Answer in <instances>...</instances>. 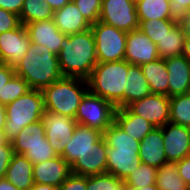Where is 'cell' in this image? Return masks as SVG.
Here are the masks:
<instances>
[{
	"instance_id": "cell-2",
	"label": "cell",
	"mask_w": 190,
	"mask_h": 190,
	"mask_svg": "<svg viewBox=\"0 0 190 190\" xmlns=\"http://www.w3.org/2000/svg\"><path fill=\"white\" fill-rule=\"evenodd\" d=\"M107 143L106 173L125 180L141 164L140 141L132 138L113 122L103 133Z\"/></svg>"
},
{
	"instance_id": "cell-4",
	"label": "cell",
	"mask_w": 190,
	"mask_h": 190,
	"mask_svg": "<svg viewBox=\"0 0 190 190\" xmlns=\"http://www.w3.org/2000/svg\"><path fill=\"white\" fill-rule=\"evenodd\" d=\"M128 62L121 61L97 63L88 82V90L106 99L116 108H124V91L127 90Z\"/></svg>"
},
{
	"instance_id": "cell-43",
	"label": "cell",
	"mask_w": 190,
	"mask_h": 190,
	"mask_svg": "<svg viewBox=\"0 0 190 190\" xmlns=\"http://www.w3.org/2000/svg\"><path fill=\"white\" fill-rule=\"evenodd\" d=\"M14 74V67H11L5 63H0V92Z\"/></svg>"
},
{
	"instance_id": "cell-21",
	"label": "cell",
	"mask_w": 190,
	"mask_h": 190,
	"mask_svg": "<svg viewBox=\"0 0 190 190\" xmlns=\"http://www.w3.org/2000/svg\"><path fill=\"white\" fill-rule=\"evenodd\" d=\"M53 20L58 30L66 35L91 29V24L83 18L74 1H69L61 9L54 11Z\"/></svg>"
},
{
	"instance_id": "cell-27",
	"label": "cell",
	"mask_w": 190,
	"mask_h": 190,
	"mask_svg": "<svg viewBox=\"0 0 190 190\" xmlns=\"http://www.w3.org/2000/svg\"><path fill=\"white\" fill-rule=\"evenodd\" d=\"M185 33L179 22L166 34L157 46V52L162 59L180 56L184 50Z\"/></svg>"
},
{
	"instance_id": "cell-1",
	"label": "cell",
	"mask_w": 190,
	"mask_h": 190,
	"mask_svg": "<svg viewBox=\"0 0 190 190\" xmlns=\"http://www.w3.org/2000/svg\"><path fill=\"white\" fill-rule=\"evenodd\" d=\"M58 60L63 77L87 80L98 63L92 30L66 35L62 41Z\"/></svg>"
},
{
	"instance_id": "cell-39",
	"label": "cell",
	"mask_w": 190,
	"mask_h": 190,
	"mask_svg": "<svg viewBox=\"0 0 190 190\" xmlns=\"http://www.w3.org/2000/svg\"><path fill=\"white\" fill-rule=\"evenodd\" d=\"M20 25L19 15L0 8V33L15 29Z\"/></svg>"
},
{
	"instance_id": "cell-18",
	"label": "cell",
	"mask_w": 190,
	"mask_h": 190,
	"mask_svg": "<svg viewBox=\"0 0 190 190\" xmlns=\"http://www.w3.org/2000/svg\"><path fill=\"white\" fill-rule=\"evenodd\" d=\"M71 174V166L61 157L33 165L34 183L47 184L58 188Z\"/></svg>"
},
{
	"instance_id": "cell-33",
	"label": "cell",
	"mask_w": 190,
	"mask_h": 190,
	"mask_svg": "<svg viewBox=\"0 0 190 190\" xmlns=\"http://www.w3.org/2000/svg\"><path fill=\"white\" fill-rule=\"evenodd\" d=\"M176 23L172 19L139 20V28L154 44H157Z\"/></svg>"
},
{
	"instance_id": "cell-19",
	"label": "cell",
	"mask_w": 190,
	"mask_h": 190,
	"mask_svg": "<svg viewBox=\"0 0 190 190\" xmlns=\"http://www.w3.org/2000/svg\"><path fill=\"white\" fill-rule=\"evenodd\" d=\"M164 60L169 75V97L189 93L190 62L183 55Z\"/></svg>"
},
{
	"instance_id": "cell-12",
	"label": "cell",
	"mask_w": 190,
	"mask_h": 190,
	"mask_svg": "<svg viewBox=\"0 0 190 190\" xmlns=\"http://www.w3.org/2000/svg\"><path fill=\"white\" fill-rule=\"evenodd\" d=\"M30 44V37L23 24L0 33V63L15 67L26 55Z\"/></svg>"
},
{
	"instance_id": "cell-51",
	"label": "cell",
	"mask_w": 190,
	"mask_h": 190,
	"mask_svg": "<svg viewBox=\"0 0 190 190\" xmlns=\"http://www.w3.org/2000/svg\"><path fill=\"white\" fill-rule=\"evenodd\" d=\"M125 190H159V188L156 186V184H152L149 186L142 187L140 189H129L126 187Z\"/></svg>"
},
{
	"instance_id": "cell-35",
	"label": "cell",
	"mask_w": 190,
	"mask_h": 190,
	"mask_svg": "<svg viewBox=\"0 0 190 190\" xmlns=\"http://www.w3.org/2000/svg\"><path fill=\"white\" fill-rule=\"evenodd\" d=\"M124 181L113 174L103 173L87 177L86 190H125Z\"/></svg>"
},
{
	"instance_id": "cell-13",
	"label": "cell",
	"mask_w": 190,
	"mask_h": 190,
	"mask_svg": "<svg viewBox=\"0 0 190 190\" xmlns=\"http://www.w3.org/2000/svg\"><path fill=\"white\" fill-rule=\"evenodd\" d=\"M163 145L168 162H178L190 152V128L173 123L161 127Z\"/></svg>"
},
{
	"instance_id": "cell-31",
	"label": "cell",
	"mask_w": 190,
	"mask_h": 190,
	"mask_svg": "<svg viewBox=\"0 0 190 190\" xmlns=\"http://www.w3.org/2000/svg\"><path fill=\"white\" fill-rule=\"evenodd\" d=\"M169 122L190 128V93L170 97Z\"/></svg>"
},
{
	"instance_id": "cell-34",
	"label": "cell",
	"mask_w": 190,
	"mask_h": 190,
	"mask_svg": "<svg viewBox=\"0 0 190 190\" xmlns=\"http://www.w3.org/2000/svg\"><path fill=\"white\" fill-rule=\"evenodd\" d=\"M30 90L31 88L27 82L20 76L14 74L0 92V103L6 106Z\"/></svg>"
},
{
	"instance_id": "cell-30",
	"label": "cell",
	"mask_w": 190,
	"mask_h": 190,
	"mask_svg": "<svg viewBox=\"0 0 190 190\" xmlns=\"http://www.w3.org/2000/svg\"><path fill=\"white\" fill-rule=\"evenodd\" d=\"M54 11L44 0H24L19 19L24 26L31 22L53 19Z\"/></svg>"
},
{
	"instance_id": "cell-11",
	"label": "cell",
	"mask_w": 190,
	"mask_h": 190,
	"mask_svg": "<svg viewBox=\"0 0 190 190\" xmlns=\"http://www.w3.org/2000/svg\"><path fill=\"white\" fill-rule=\"evenodd\" d=\"M134 114L143 117L154 127H162L169 123L170 97L151 93L127 106Z\"/></svg>"
},
{
	"instance_id": "cell-32",
	"label": "cell",
	"mask_w": 190,
	"mask_h": 190,
	"mask_svg": "<svg viewBox=\"0 0 190 190\" xmlns=\"http://www.w3.org/2000/svg\"><path fill=\"white\" fill-rule=\"evenodd\" d=\"M157 168L141 163L138 168L131 172L124 180L129 189H140L155 184Z\"/></svg>"
},
{
	"instance_id": "cell-29",
	"label": "cell",
	"mask_w": 190,
	"mask_h": 190,
	"mask_svg": "<svg viewBox=\"0 0 190 190\" xmlns=\"http://www.w3.org/2000/svg\"><path fill=\"white\" fill-rule=\"evenodd\" d=\"M138 20L171 19L168 0H135Z\"/></svg>"
},
{
	"instance_id": "cell-41",
	"label": "cell",
	"mask_w": 190,
	"mask_h": 190,
	"mask_svg": "<svg viewBox=\"0 0 190 190\" xmlns=\"http://www.w3.org/2000/svg\"><path fill=\"white\" fill-rule=\"evenodd\" d=\"M14 149L11 142L6 145L0 146V178H4L6 170L14 155Z\"/></svg>"
},
{
	"instance_id": "cell-17",
	"label": "cell",
	"mask_w": 190,
	"mask_h": 190,
	"mask_svg": "<svg viewBox=\"0 0 190 190\" xmlns=\"http://www.w3.org/2000/svg\"><path fill=\"white\" fill-rule=\"evenodd\" d=\"M103 137V133L82 124H78L71 140L60 155L70 166Z\"/></svg>"
},
{
	"instance_id": "cell-10",
	"label": "cell",
	"mask_w": 190,
	"mask_h": 190,
	"mask_svg": "<svg viewBox=\"0 0 190 190\" xmlns=\"http://www.w3.org/2000/svg\"><path fill=\"white\" fill-rule=\"evenodd\" d=\"M45 128L46 139L51 147L60 156L66 144L71 140L73 132L77 126L75 119L61 115L56 112L45 110L40 118Z\"/></svg>"
},
{
	"instance_id": "cell-15",
	"label": "cell",
	"mask_w": 190,
	"mask_h": 190,
	"mask_svg": "<svg viewBox=\"0 0 190 190\" xmlns=\"http://www.w3.org/2000/svg\"><path fill=\"white\" fill-rule=\"evenodd\" d=\"M160 58L157 46L140 28L127 32L125 60L130 64L142 65Z\"/></svg>"
},
{
	"instance_id": "cell-40",
	"label": "cell",
	"mask_w": 190,
	"mask_h": 190,
	"mask_svg": "<svg viewBox=\"0 0 190 190\" xmlns=\"http://www.w3.org/2000/svg\"><path fill=\"white\" fill-rule=\"evenodd\" d=\"M87 177L71 173L69 177L62 182L58 190H86Z\"/></svg>"
},
{
	"instance_id": "cell-22",
	"label": "cell",
	"mask_w": 190,
	"mask_h": 190,
	"mask_svg": "<svg viewBox=\"0 0 190 190\" xmlns=\"http://www.w3.org/2000/svg\"><path fill=\"white\" fill-rule=\"evenodd\" d=\"M114 122L138 141H141L154 128L149 121L134 114L128 107L116 108Z\"/></svg>"
},
{
	"instance_id": "cell-20",
	"label": "cell",
	"mask_w": 190,
	"mask_h": 190,
	"mask_svg": "<svg viewBox=\"0 0 190 190\" xmlns=\"http://www.w3.org/2000/svg\"><path fill=\"white\" fill-rule=\"evenodd\" d=\"M163 133L161 127H154L141 141L139 146V158L141 163L159 168L168 162L163 145Z\"/></svg>"
},
{
	"instance_id": "cell-28",
	"label": "cell",
	"mask_w": 190,
	"mask_h": 190,
	"mask_svg": "<svg viewBox=\"0 0 190 190\" xmlns=\"http://www.w3.org/2000/svg\"><path fill=\"white\" fill-rule=\"evenodd\" d=\"M155 184L159 190L189 189L178 173L176 162H166L157 169Z\"/></svg>"
},
{
	"instance_id": "cell-7",
	"label": "cell",
	"mask_w": 190,
	"mask_h": 190,
	"mask_svg": "<svg viewBox=\"0 0 190 190\" xmlns=\"http://www.w3.org/2000/svg\"><path fill=\"white\" fill-rule=\"evenodd\" d=\"M91 30L95 38L98 63L125 59L127 32L99 20L91 25Z\"/></svg>"
},
{
	"instance_id": "cell-47",
	"label": "cell",
	"mask_w": 190,
	"mask_h": 190,
	"mask_svg": "<svg viewBox=\"0 0 190 190\" xmlns=\"http://www.w3.org/2000/svg\"><path fill=\"white\" fill-rule=\"evenodd\" d=\"M0 190H19L12 183H10L5 177L0 178Z\"/></svg>"
},
{
	"instance_id": "cell-16",
	"label": "cell",
	"mask_w": 190,
	"mask_h": 190,
	"mask_svg": "<svg viewBox=\"0 0 190 190\" xmlns=\"http://www.w3.org/2000/svg\"><path fill=\"white\" fill-rule=\"evenodd\" d=\"M25 27L31 43L44 46L55 55L60 53L66 34L58 30L53 19L31 22Z\"/></svg>"
},
{
	"instance_id": "cell-6",
	"label": "cell",
	"mask_w": 190,
	"mask_h": 190,
	"mask_svg": "<svg viewBox=\"0 0 190 190\" xmlns=\"http://www.w3.org/2000/svg\"><path fill=\"white\" fill-rule=\"evenodd\" d=\"M5 107L4 134L10 142L25 126L39 121L45 112L43 94L38 89H31Z\"/></svg>"
},
{
	"instance_id": "cell-23",
	"label": "cell",
	"mask_w": 190,
	"mask_h": 190,
	"mask_svg": "<svg viewBox=\"0 0 190 190\" xmlns=\"http://www.w3.org/2000/svg\"><path fill=\"white\" fill-rule=\"evenodd\" d=\"M5 178L19 190H30L34 185L33 164L22 154H14Z\"/></svg>"
},
{
	"instance_id": "cell-49",
	"label": "cell",
	"mask_w": 190,
	"mask_h": 190,
	"mask_svg": "<svg viewBox=\"0 0 190 190\" xmlns=\"http://www.w3.org/2000/svg\"><path fill=\"white\" fill-rule=\"evenodd\" d=\"M6 122V107L0 103V131H4Z\"/></svg>"
},
{
	"instance_id": "cell-37",
	"label": "cell",
	"mask_w": 190,
	"mask_h": 190,
	"mask_svg": "<svg viewBox=\"0 0 190 190\" xmlns=\"http://www.w3.org/2000/svg\"><path fill=\"white\" fill-rule=\"evenodd\" d=\"M32 164H38L42 161L50 160L58 156L47 140V145H36L29 148L24 154Z\"/></svg>"
},
{
	"instance_id": "cell-50",
	"label": "cell",
	"mask_w": 190,
	"mask_h": 190,
	"mask_svg": "<svg viewBox=\"0 0 190 190\" xmlns=\"http://www.w3.org/2000/svg\"><path fill=\"white\" fill-rule=\"evenodd\" d=\"M30 190H58V188L47 184L34 183Z\"/></svg>"
},
{
	"instance_id": "cell-8",
	"label": "cell",
	"mask_w": 190,
	"mask_h": 190,
	"mask_svg": "<svg viewBox=\"0 0 190 190\" xmlns=\"http://www.w3.org/2000/svg\"><path fill=\"white\" fill-rule=\"evenodd\" d=\"M115 111L112 103L88 90L80 102L75 120L78 124L104 133L114 122Z\"/></svg>"
},
{
	"instance_id": "cell-46",
	"label": "cell",
	"mask_w": 190,
	"mask_h": 190,
	"mask_svg": "<svg viewBox=\"0 0 190 190\" xmlns=\"http://www.w3.org/2000/svg\"><path fill=\"white\" fill-rule=\"evenodd\" d=\"M186 36H190V11L180 22Z\"/></svg>"
},
{
	"instance_id": "cell-44",
	"label": "cell",
	"mask_w": 190,
	"mask_h": 190,
	"mask_svg": "<svg viewBox=\"0 0 190 190\" xmlns=\"http://www.w3.org/2000/svg\"><path fill=\"white\" fill-rule=\"evenodd\" d=\"M24 0H0V8L19 15L23 6Z\"/></svg>"
},
{
	"instance_id": "cell-14",
	"label": "cell",
	"mask_w": 190,
	"mask_h": 190,
	"mask_svg": "<svg viewBox=\"0 0 190 190\" xmlns=\"http://www.w3.org/2000/svg\"><path fill=\"white\" fill-rule=\"evenodd\" d=\"M107 143L102 137L71 165V173L85 177L106 173Z\"/></svg>"
},
{
	"instance_id": "cell-48",
	"label": "cell",
	"mask_w": 190,
	"mask_h": 190,
	"mask_svg": "<svg viewBox=\"0 0 190 190\" xmlns=\"http://www.w3.org/2000/svg\"><path fill=\"white\" fill-rule=\"evenodd\" d=\"M182 55L190 62V36L185 37Z\"/></svg>"
},
{
	"instance_id": "cell-26",
	"label": "cell",
	"mask_w": 190,
	"mask_h": 190,
	"mask_svg": "<svg viewBox=\"0 0 190 190\" xmlns=\"http://www.w3.org/2000/svg\"><path fill=\"white\" fill-rule=\"evenodd\" d=\"M127 90L124 91V107L151 94L148 82L139 65L128 62Z\"/></svg>"
},
{
	"instance_id": "cell-38",
	"label": "cell",
	"mask_w": 190,
	"mask_h": 190,
	"mask_svg": "<svg viewBox=\"0 0 190 190\" xmlns=\"http://www.w3.org/2000/svg\"><path fill=\"white\" fill-rule=\"evenodd\" d=\"M171 19L181 22L190 11V0H168Z\"/></svg>"
},
{
	"instance_id": "cell-42",
	"label": "cell",
	"mask_w": 190,
	"mask_h": 190,
	"mask_svg": "<svg viewBox=\"0 0 190 190\" xmlns=\"http://www.w3.org/2000/svg\"><path fill=\"white\" fill-rule=\"evenodd\" d=\"M176 163L179 175L184 180L185 184L190 187V157H185Z\"/></svg>"
},
{
	"instance_id": "cell-3",
	"label": "cell",
	"mask_w": 190,
	"mask_h": 190,
	"mask_svg": "<svg viewBox=\"0 0 190 190\" xmlns=\"http://www.w3.org/2000/svg\"><path fill=\"white\" fill-rule=\"evenodd\" d=\"M15 74L23 78L31 89L42 90L63 77L58 55L46 47L31 43L26 55L14 67Z\"/></svg>"
},
{
	"instance_id": "cell-24",
	"label": "cell",
	"mask_w": 190,
	"mask_h": 190,
	"mask_svg": "<svg viewBox=\"0 0 190 190\" xmlns=\"http://www.w3.org/2000/svg\"><path fill=\"white\" fill-rule=\"evenodd\" d=\"M148 82L151 93L163 94L169 97V75L165 60L158 58L149 63L140 65Z\"/></svg>"
},
{
	"instance_id": "cell-9",
	"label": "cell",
	"mask_w": 190,
	"mask_h": 190,
	"mask_svg": "<svg viewBox=\"0 0 190 190\" xmlns=\"http://www.w3.org/2000/svg\"><path fill=\"white\" fill-rule=\"evenodd\" d=\"M99 21L124 32L138 29L135 0H102Z\"/></svg>"
},
{
	"instance_id": "cell-52",
	"label": "cell",
	"mask_w": 190,
	"mask_h": 190,
	"mask_svg": "<svg viewBox=\"0 0 190 190\" xmlns=\"http://www.w3.org/2000/svg\"><path fill=\"white\" fill-rule=\"evenodd\" d=\"M10 141L6 138L4 131H0V146L8 144Z\"/></svg>"
},
{
	"instance_id": "cell-25",
	"label": "cell",
	"mask_w": 190,
	"mask_h": 190,
	"mask_svg": "<svg viewBox=\"0 0 190 190\" xmlns=\"http://www.w3.org/2000/svg\"><path fill=\"white\" fill-rule=\"evenodd\" d=\"M14 153L24 154L29 148L36 145H47L45 128L41 120L25 126L12 140Z\"/></svg>"
},
{
	"instance_id": "cell-45",
	"label": "cell",
	"mask_w": 190,
	"mask_h": 190,
	"mask_svg": "<svg viewBox=\"0 0 190 190\" xmlns=\"http://www.w3.org/2000/svg\"><path fill=\"white\" fill-rule=\"evenodd\" d=\"M44 1L49 4L50 8L53 11L61 9L64 5H66L69 2V0H44Z\"/></svg>"
},
{
	"instance_id": "cell-5",
	"label": "cell",
	"mask_w": 190,
	"mask_h": 190,
	"mask_svg": "<svg viewBox=\"0 0 190 190\" xmlns=\"http://www.w3.org/2000/svg\"><path fill=\"white\" fill-rule=\"evenodd\" d=\"M45 110L75 119L88 82L76 77H62L42 90Z\"/></svg>"
},
{
	"instance_id": "cell-36",
	"label": "cell",
	"mask_w": 190,
	"mask_h": 190,
	"mask_svg": "<svg viewBox=\"0 0 190 190\" xmlns=\"http://www.w3.org/2000/svg\"><path fill=\"white\" fill-rule=\"evenodd\" d=\"M83 18L91 25L95 24L100 17L102 0H74Z\"/></svg>"
}]
</instances>
